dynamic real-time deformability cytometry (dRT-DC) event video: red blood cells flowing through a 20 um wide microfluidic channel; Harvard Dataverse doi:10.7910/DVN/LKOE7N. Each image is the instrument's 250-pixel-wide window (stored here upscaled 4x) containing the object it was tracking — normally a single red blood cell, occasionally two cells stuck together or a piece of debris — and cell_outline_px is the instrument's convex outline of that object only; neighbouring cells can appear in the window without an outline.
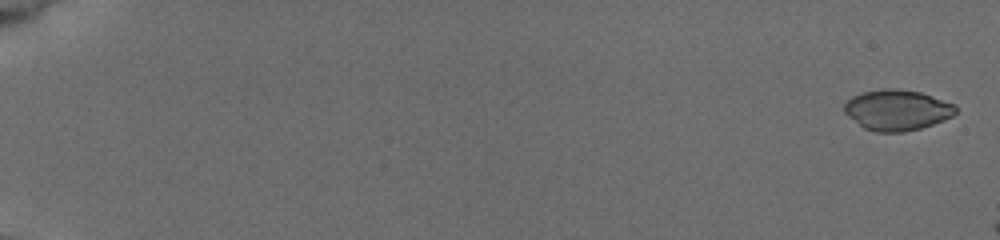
{"species": "common noctule bat (a hibernating species)", "species_latin": "Nyctalus noctula", "temperature_condition": "cold", "stored_images_in_passage": 22, "camera_frame_rate_fps": 3000, "um_per_image_px": 0.085, "animal": {"sex": "female", "body_mass_g": 19.5, "forearm_length_mm": 54.1}, "frame": {"image": 1, "passage_image": 3, "time_ms": 0.333, "image_size_px": [1000, 240], "cell_outline_px": [[956, 112], [952, 116], [944, 120], [920, 128], [904, 132], [876, 132], [864, 128], [848, 116], [844, 112], [844, 104], [852, 96], [864, 92], [884, 88], [892, 88], [920, 92], [956, 104]], "centroid_in_image_um": [76.25, 9.35], "position_along_channel_um": 8.7, "area_um2": 26.3}}